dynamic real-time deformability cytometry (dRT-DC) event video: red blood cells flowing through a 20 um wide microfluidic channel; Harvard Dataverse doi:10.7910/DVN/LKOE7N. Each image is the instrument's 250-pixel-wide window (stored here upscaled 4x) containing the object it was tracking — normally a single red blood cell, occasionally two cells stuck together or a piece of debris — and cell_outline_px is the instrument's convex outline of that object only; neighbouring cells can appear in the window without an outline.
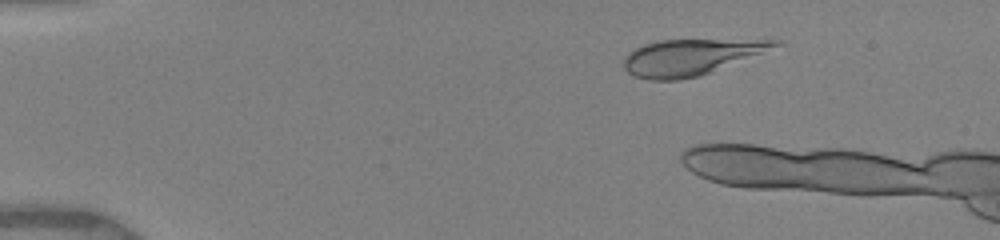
{"species": "human", "species_latin": "Homo sapiens", "temperature_condition": "warm", "stored_images_in_passage": 9, "camera_frame_rate_fps": 3000, "um_per_image_px": 0.085, "donor": {"sex": "female"}, "frame": {"image": 1, "passage_image": 2, "time_ms": 0.333, "image_size_px": [1000, 240], "cell_outline_px": [[780, 44], [700, 76], [680, 80], [648, 80], [636, 76], [628, 72], [624, 68], [624, 56], [628, 52], [644, 44], [656, 40], [780, 40]], "centroid_in_image_um": [58.57, 4.86], "position_along_channel_um": 26.4, "area_um2": 30.92}}
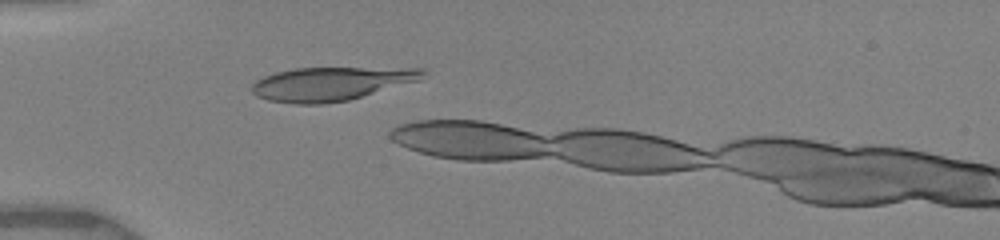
{"frame": {"image": 2, "passage_image": 7, "time_ms": 3.0, "image_size_px": [1000, 240], "cell_outline_px": [[424, 72], [420, 80], [348, 100], [324, 104], [296, 104], [268, 100], [256, 96], [252, 92], [252, 84], [256, 80], [264, 76], [276, 72], [296, 68], [424, 68]], "centroid_in_image_um": [28.1, 7.12], "position_along_channel_um": 56.9, "area_um2": 33.29}}